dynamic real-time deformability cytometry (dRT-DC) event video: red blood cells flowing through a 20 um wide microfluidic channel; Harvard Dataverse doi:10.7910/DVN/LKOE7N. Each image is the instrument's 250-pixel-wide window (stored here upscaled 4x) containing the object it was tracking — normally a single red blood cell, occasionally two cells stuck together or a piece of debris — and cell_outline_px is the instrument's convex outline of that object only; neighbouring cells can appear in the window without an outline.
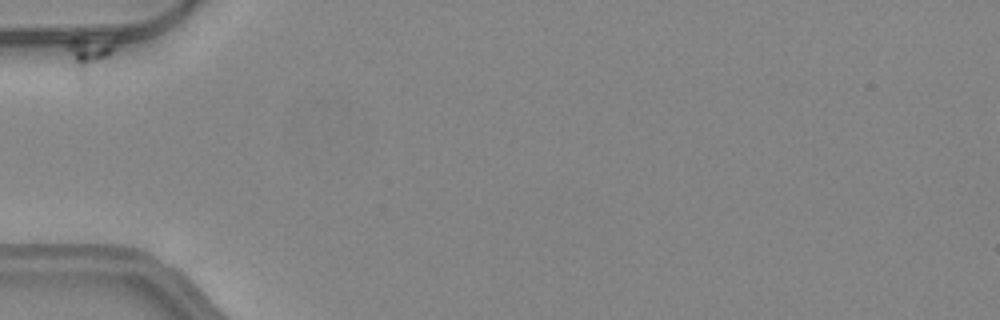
{"species": "common noctule bat (a hibernating species)", "species_latin": "Nyctalus noctula", "temperature_condition": "warm", "stored_images_in_passage": 15, "camera_frame_rate_fps": 3000, "um_per_image_px": 0.085, "animal": {"sex": "female", "body_mass_g": 24.6, "forearm_length_mm": 56.2}, "frame": {"image": 1, "passage_image": 1, "time_ms": 0.0, "image_size_px": [1000, 320], "cell_outline_px": [[116, 48], [88, 84], [84, 88], [80, 84], [76, 76], [68, 48], [68, 40], [76, 36], [80, 36], [116, 44]], "centroid_in_image_um": [7.53, 4.83], "position_along_channel_um": 77.5, "area_um2": 10.58}}